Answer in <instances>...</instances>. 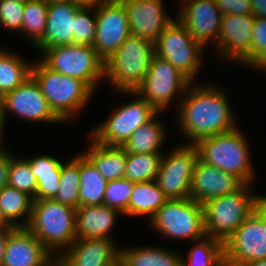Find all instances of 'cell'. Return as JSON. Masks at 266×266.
<instances>
[{
    "label": "cell",
    "instance_id": "obj_1",
    "mask_svg": "<svg viewBox=\"0 0 266 266\" xmlns=\"http://www.w3.org/2000/svg\"><path fill=\"white\" fill-rule=\"evenodd\" d=\"M228 96L226 87L215 81L193 82L188 86L174 108L175 119L172 118L177 125L175 131L179 129L180 137H184L183 144L193 145L202 138L230 132L240 125Z\"/></svg>",
    "mask_w": 266,
    "mask_h": 266
},
{
    "label": "cell",
    "instance_id": "obj_2",
    "mask_svg": "<svg viewBox=\"0 0 266 266\" xmlns=\"http://www.w3.org/2000/svg\"><path fill=\"white\" fill-rule=\"evenodd\" d=\"M31 75L39 84L50 109L64 124L76 123L95 95L85 82L48 68L38 58L33 61Z\"/></svg>",
    "mask_w": 266,
    "mask_h": 266
},
{
    "label": "cell",
    "instance_id": "obj_3",
    "mask_svg": "<svg viewBox=\"0 0 266 266\" xmlns=\"http://www.w3.org/2000/svg\"><path fill=\"white\" fill-rule=\"evenodd\" d=\"M241 128L239 125L230 132L202 138L193 145L200 161L233 174L243 184L255 185L259 177L253 165L248 137Z\"/></svg>",
    "mask_w": 266,
    "mask_h": 266
},
{
    "label": "cell",
    "instance_id": "obj_4",
    "mask_svg": "<svg viewBox=\"0 0 266 266\" xmlns=\"http://www.w3.org/2000/svg\"><path fill=\"white\" fill-rule=\"evenodd\" d=\"M76 209L54 199L33 200L26 226L45 248L58 258L76 240Z\"/></svg>",
    "mask_w": 266,
    "mask_h": 266
},
{
    "label": "cell",
    "instance_id": "obj_5",
    "mask_svg": "<svg viewBox=\"0 0 266 266\" xmlns=\"http://www.w3.org/2000/svg\"><path fill=\"white\" fill-rule=\"evenodd\" d=\"M155 43L130 35L117 51L105 62V84L111 92L135 91L145 78L152 64Z\"/></svg>",
    "mask_w": 266,
    "mask_h": 266
},
{
    "label": "cell",
    "instance_id": "obj_6",
    "mask_svg": "<svg viewBox=\"0 0 266 266\" xmlns=\"http://www.w3.org/2000/svg\"><path fill=\"white\" fill-rule=\"evenodd\" d=\"M116 94L119 97L127 95L126 98H129L125 103L121 102L120 106L114 105L113 110L109 111L110 115L93 125L88 135L98 144L123 147L130 136L158 111L136 91L114 92Z\"/></svg>",
    "mask_w": 266,
    "mask_h": 266
},
{
    "label": "cell",
    "instance_id": "obj_7",
    "mask_svg": "<svg viewBox=\"0 0 266 266\" xmlns=\"http://www.w3.org/2000/svg\"><path fill=\"white\" fill-rule=\"evenodd\" d=\"M146 225L174 243L186 245L206 237L204 207L191 198L168 199Z\"/></svg>",
    "mask_w": 266,
    "mask_h": 266
},
{
    "label": "cell",
    "instance_id": "obj_8",
    "mask_svg": "<svg viewBox=\"0 0 266 266\" xmlns=\"http://www.w3.org/2000/svg\"><path fill=\"white\" fill-rule=\"evenodd\" d=\"M253 188L254 185L243 184L235 192L213 199L203 206L206 237L223 243L228 240L254 212L260 194Z\"/></svg>",
    "mask_w": 266,
    "mask_h": 266
},
{
    "label": "cell",
    "instance_id": "obj_9",
    "mask_svg": "<svg viewBox=\"0 0 266 266\" xmlns=\"http://www.w3.org/2000/svg\"><path fill=\"white\" fill-rule=\"evenodd\" d=\"M40 60L50 69L85 82L95 93L105 78V61L90 45H60L35 49ZM98 88V89H97Z\"/></svg>",
    "mask_w": 266,
    "mask_h": 266
},
{
    "label": "cell",
    "instance_id": "obj_10",
    "mask_svg": "<svg viewBox=\"0 0 266 266\" xmlns=\"http://www.w3.org/2000/svg\"><path fill=\"white\" fill-rule=\"evenodd\" d=\"M155 52L158 57L169 61L192 83L200 82L198 75H202L203 68H206L204 56L209 51L194 40L176 17L158 36Z\"/></svg>",
    "mask_w": 266,
    "mask_h": 266
},
{
    "label": "cell",
    "instance_id": "obj_11",
    "mask_svg": "<svg viewBox=\"0 0 266 266\" xmlns=\"http://www.w3.org/2000/svg\"><path fill=\"white\" fill-rule=\"evenodd\" d=\"M191 83L169 61L156 55L141 85L135 91L158 112L166 113L174 105L177 108Z\"/></svg>",
    "mask_w": 266,
    "mask_h": 266
},
{
    "label": "cell",
    "instance_id": "obj_12",
    "mask_svg": "<svg viewBox=\"0 0 266 266\" xmlns=\"http://www.w3.org/2000/svg\"><path fill=\"white\" fill-rule=\"evenodd\" d=\"M164 152L155 181L168 199L190 198V187L198 152L192 144L172 146Z\"/></svg>",
    "mask_w": 266,
    "mask_h": 266
},
{
    "label": "cell",
    "instance_id": "obj_13",
    "mask_svg": "<svg viewBox=\"0 0 266 266\" xmlns=\"http://www.w3.org/2000/svg\"><path fill=\"white\" fill-rule=\"evenodd\" d=\"M0 100L6 123H8L9 115L12 114V118L16 116V119L25 121L24 124L36 122L43 125H64L50 109L48 101L32 75L16 89L6 93Z\"/></svg>",
    "mask_w": 266,
    "mask_h": 266
},
{
    "label": "cell",
    "instance_id": "obj_14",
    "mask_svg": "<svg viewBox=\"0 0 266 266\" xmlns=\"http://www.w3.org/2000/svg\"><path fill=\"white\" fill-rule=\"evenodd\" d=\"M255 17L246 15H224L221 19V29L218 37V46L209 50L211 56L219 59L224 64L240 66L250 69V47L252 29ZM217 54V56H216ZM249 67V68H248Z\"/></svg>",
    "mask_w": 266,
    "mask_h": 266
},
{
    "label": "cell",
    "instance_id": "obj_15",
    "mask_svg": "<svg viewBox=\"0 0 266 266\" xmlns=\"http://www.w3.org/2000/svg\"><path fill=\"white\" fill-rule=\"evenodd\" d=\"M176 18L206 50L218 46L222 14L215 0H174Z\"/></svg>",
    "mask_w": 266,
    "mask_h": 266
},
{
    "label": "cell",
    "instance_id": "obj_16",
    "mask_svg": "<svg viewBox=\"0 0 266 266\" xmlns=\"http://www.w3.org/2000/svg\"><path fill=\"white\" fill-rule=\"evenodd\" d=\"M94 49L106 62L131 35L127 12L119 0H101L95 5Z\"/></svg>",
    "mask_w": 266,
    "mask_h": 266
},
{
    "label": "cell",
    "instance_id": "obj_17",
    "mask_svg": "<svg viewBox=\"0 0 266 266\" xmlns=\"http://www.w3.org/2000/svg\"><path fill=\"white\" fill-rule=\"evenodd\" d=\"M224 258L233 266L266 259V230L255 212L224 243Z\"/></svg>",
    "mask_w": 266,
    "mask_h": 266
},
{
    "label": "cell",
    "instance_id": "obj_18",
    "mask_svg": "<svg viewBox=\"0 0 266 266\" xmlns=\"http://www.w3.org/2000/svg\"><path fill=\"white\" fill-rule=\"evenodd\" d=\"M126 9L131 35L155 43L161 32L175 19L165 0H119ZM165 5V6H164Z\"/></svg>",
    "mask_w": 266,
    "mask_h": 266
},
{
    "label": "cell",
    "instance_id": "obj_19",
    "mask_svg": "<svg viewBox=\"0 0 266 266\" xmlns=\"http://www.w3.org/2000/svg\"><path fill=\"white\" fill-rule=\"evenodd\" d=\"M54 259L27 227L8 229L3 266H47Z\"/></svg>",
    "mask_w": 266,
    "mask_h": 266
},
{
    "label": "cell",
    "instance_id": "obj_20",
    "mask_svg": "<svg viewBox=\"0 0 266 266\" xmlns=\"http://www.w3.org/2000/svg\"><path fill=\"white\" fill-rule=\"evenodd\" d=\"M242 185L233 174L198 159L192 176L190 198L204 206L213 199L235 192Z\"/></svg>",
    "mask_w": 266,
    "mask_h": 266
},
{
    "label": "cell",
    "instance_id": "obj_21",
    "mask_svg": "<svg viewBox=\"0 0 266 266\" xmlns=\"http://www.w3.org/2000/svg\"><path fill=\"white\" fill-rule=\"evenodd\" d=\"M107 238L77 239L57 259L62 266H108L119 258L120 245Z\"/></svg>",
    "mask_w": 266,
    "mask_h": 266
},
{
    "label": "cell",
    "instance_id": "obj_22",
    "mask_svg": "<svg viewBox=\"0 0 266 266\" xmlns=\"http://www.w3.org/2000/svg\"><path fill=\"white\" fill-rule=\"evenodd\" d=\"M84 6L78 2L49 3L44 37L34 49L73 44L75 16Z\"/></svg>",
    "mask_w": 266,
    "mask_h": 266
},
{
    "label": "cell",
    "instance_id": "obj_23",
    "mask_svg": "<svg viewBox=\"0 0 266 266\" xmlns=\"http://www.w3.org/2000/svg\"><path fill=\"white\" fill-rule=\"evenodd\" d=\"M123 216L119 210L104 204L78 207L75 215L76 240L90 238L115 240L114 226H117L118 217L123 218Z\"/></svg>",
    "mask_w": 266,
    "mask_h": 266
},
{
    "label": "cell",
    "instance_id": "obj_24",
    "mask_svg": "<svg viewBox=\"0 0 266 266\" xmlns=\"http://www.w3.org/2000/svg\"><path fill=\"white\" fill-rule=\"evenodd\" d=\"M165 112H158L151 120L140 126L123 145L127 154L164 153L168 145L170 128L161 120Z\"/></svg>",
    "mask_w": 266,
    "mask_h": 266
},
{
    "label": "cell",
    "instance_id": "obj_25",
    "mask_svg": "<svg viewBox=\"0 0 266 266\" xmlns=\"http://www.w3.org/2000/svg\"><path fill=\"white\" fill-rule=\"evenodd\" d=\"M89 142L82 152L108 181L124 178L127 162V152L120 146L98 144L87 133ZM89 143V144H88ZM86 149V150H85Z\"/></svg>",
    "mask_w": 266,
    "mask_h": 266
},
{
    "label": "cell",
    "instance_id": "obj_26",
    "mask_svg": "<svg viewBox=\"0 0 266 266\" xmlns=\"http://www.w3.org/2000/svg\"><path fill=\"white\" fill-rule=\"evenodd\" d=\"M172 249L160 243L143 246L125 245L120 247L119 257L124 266H182L181 252Z\"/></svg>",
    "mask_w": 266,
    "mask_h": 266
},
{
    "label": "cell",
    "instance_id": "obj_27",
    "mask_svg": "<svg viewBox=\"0 0 266 266\" xmlns=\"http://www.w3.org/2000/svg\"><path fill=\"white\" fill-rule=\"evenodd\" d=\"M37 181L36 200L53 199L57 192L62 170V158L44 153L25 156Z\"/></svg>",
    "mask_w": 266,
    "mask_h": 266
},
{
    "label": "cell",
    "instance_id": "obj_28",
    "mask_svg": "<svg viewBox=\"0 0 266 266\" xmlns=\"http://www.w3.org/2000/svg\"><path fill=\"white\" fill-rule=\"evenodd\" d=\"M167 200L155 180L135 182L128 204V218L139 217L147 224Z\"/></svg>",
    "mask_w": 266,
    "mask_h": 266
},
{
    "label": "cell",
    "instance_id": "obj_29",
    "mask_svg": "<svg viewBox=\"0 0 266 266\" xmlns=\"http://www.w3.org/2000/svg\"><path fill=\"white\" fill-rule=\"evenodd\" d=\"M17 51L0 46V98L31 76L33 61Z\"/></svg>",
    "mask_w": 266,
    "mask_h": 266
},
{
    "label": "cell",
    "instance_id": "obj_30",
    "mask_svg": "<svg viewBox=\"0 0 266 266\" xmlns=\"http://www.w3.org/2000/svg\"><path fill=\"white\" fill-rule=\"evenodd\" d=\"M33 200L28 193L8 184L0 190V210L13 227H26L29 224Z\"/></svg>",
    "mask_w": 266,
    "mask_h": 266
},
{
    "label": "cell",
    "instance_id": "obj_31",
    "mask_svg": "<svg viewBox=\"0 0 266 266\" xmlns=\"http://www.w3.org/2000/svg\"><path fill=\"white\" fill-rule=\"evenodd\" d=\"M107 180L93 163L80 153L79 207L104 204Z\"/></svg>",
    "mask_w": 266,
    "mask_h": 266
},
{
    "label": "cell",
    "instance_id": "obj_32",
    "mask_svg": "<svg viewBox=\"0 0 266 266\" xmlns=\"http://www.w3.org/2000/svg\"><path fill=\"white\" fill-rule=\"evenodd\" d=\"M189 244L188 254L180 253L182 266H222L225 263L223 242L205 237Z\"/></svg>",
    "mask_w": 266,
    "mask_h": 266
},
{
    "label": "cell",
    "instance_id": "obj_33",
    "mask_svg": "<svg viewBox=\"0 0 266 266\" xmlns=\"http://www.w3.org/2000/svg\"><path fill=\"white\" fill-rule=\"evenodd\" d=\"M80 153L62 163L58 192L53 198L62 204L77 209L79 207Z\"/></svg>",
    "mask_w": 266,
    "mask_h": 266
},
{
    "label": "cell",
    "instance_id": "obj_34",
    "mask_svg": "<svg viewBox=\"0 0 266 266\" xmlns=\"http://www.w3.org/2000/svg\"><path fill=\"white\" fill-rule=\"evenodd\" d=\"M49 3L46 0L25 2L22 39L33 49L44 37ZM26 37V38H25Z\"/></svg>",
    "mask_w": 266,
    "mask_h": 266
},
{
    "label": "cell",
    "instance_id": "obj_35",
    "mask_svg": "<svg viewBox=\"0 0 266 266\" xmlns=\"http://www.w3.org/2000/svg\"><path fill=\"white\" fill-rule=\"evenodd\" d=\"M164 153L127 154L124 178L132 182L155 180Z\"/></svg>",
    "mask_w": 266,
    "mask_h": 266
},
{
    "label": "cell",
    "instance_id": "obj_36",
    "mask_svg": "<svg viewBox=\"0 0 266 266\" xmlns=\"http://www.w3.org/2000/svg\"><path fill=\"white\" fill-rule=\"evenodd\" d=\"M20 156V157H18ZM8 185L28 193L36 200L37 181L31 172L30 163L22 155L15 156L9 168Z\"/></svg>",
    "mask_w": 266,
    "mask_h": 266
},
{
    "label": "cell",
    "instance_id": "obj_37",
    "mask_svg": "<svg viewBox=\"0 0 266 266\" xmlns=\"http://www.w3.org/2000/svg\"><path fill=\"white\" fill-rule=\"evenodd\" d=\"M133 188L134 182L127 178L108 181L104 193V205L119 210L127 218Z\"/></svg>",
    "mask_w": 266,
    "mask_h": 266
},
{
    "label": "cell",
    "instance_id": "obj_38",
    "mask_svg": "<svg viewBox=\"0 0 266 266\" xmlns=\"http://www.w3.org/2000/svg\"><path fill=\"white\" fill-rule=\"evenodd\" d=\"M96 15L94 5H85L75 16L74 45H94Z\"/></svg>",
    "mask_w": 266,
    "mask_h": 266
},
{
    "label": "cell",
    "instance_id": "obj_39",
    "mask_svg": "<svg viewBox=\"0 0 266 266\" xmlns=\"http://www.w3.org/2000/svg\"><path fill=\"white\" fill-rule=\"evenodd\" d=\"M25 2L0 0V28L6 32H17L22 39V24Z\"/></svg>",
    "mask_w": 266,
    "mask_h": 266
},
{
    "label": "cell",
    "instance_id": "obj_40",
    "mask_svg": "<svg viewBox=\"0 0 266 266\" xmlns=\"http://www.w3.org/2000/svg\"><path fill=\"white\" fill-rule=\"evenodd\" d=\"M266 54V17H255L250 47V69Z\"/></svg>",
    "mask_w": 266,
    "mask_h": 266
},
{
    "label": "cell",
    "instance_id": "obj_41",
    "mask_svg": "<svg viewBox=\"0 0 266 266\" xmlns=\"http://www.w3.org/2000/svg\"><path fill=\"white\" fill-rule=\"evenodd\" d=\"M215 2L222 16L252 14L251 0H215Z\"/></svg>",
    "mask_w": 266,
    "mask_h": 266
},
{
    "label": "cell",
    "instance_id": "obj_42",
    "mask_svg": "<svg viewBox=\"0 0 266 266\" xmlns=\"http://www.w3.org/2000/svg\"><path fill=\"white\" fill-rule=\"evenodd\" d=\"M9 149L10 147L8 148V145L7 149H0V190L8 184L11 161L17 155L14 151H11L12 149Z\"/></svg>",
    "mask_w": 266,
    "mask_h": 266
},
{
    "label": "cell",
    "instance_id": "obj_43",
    "mask_svg": "<svg viewBox=\"0 0 266 266\" xmlns=\"http://www.w3.org/2000/svg\"><path fill=\"white\" fill-rule=\"evenodd\" d=\"M254 212L260 217L263 228L266 230V194L260 193L255 203Z\"/></svg>",
    "mask_w": 266,
    "mask_h": 266
},
{
    "label": "cell",
    "instance_id": "obj_44",
    "mask_svg": "<svg viewBox=\"0 0 266 266\" xmlns=\"http://www.w3.org/2000/svg\"><path fill=\"white\" fill-rule=\"evenodd\" d=\"M252 15L266 17V0H251Z\"/></svg>",
    "mask_w": 266,
    "mask_h": 266
},
{
    "label": "cell",
    "instance_id": "obj_45",
    "mask_svg": "<svg viewBox=\"0 0 266 266\" xmlns=\"http://www.w3.org/2000/svg\"><path fill=\"white\" fill-rule=\"evenodd\" d=\"M5 125H7L6 124V121H5V119H4V113H3V108H2V103H1V100H0V149H2V148H7V147H5L6 146V143H4L5 142V132L7 131L6 129H5V127H7V126H5ZM4 144H5V146H4Z\"/></svg>",
    "mask_w": 266,
    "mask_h": 266
},
{
    "label": "cell",
    "instance_id": "obj_46",
    "mask_svg": "<svg viewBox=\"0 0 266 266\" xmlns=\"http://www.w3.org/2000/svg\"><path fill=\"white\" fill-rule=\"evenodd\" d=\"M8 239V229L0 231V266H3V258L5 254Z\"/></svg>",
    "mask_w": 266,
    "mask_h": 266
},
{
    "label": "cell",
    "instance_id": "obj_47",
    "mask_svg": "<svg viewBox=\"0 0 266 266\" xmlns=\"http://www.w3.org/2000/svg\"><path fill=\"white\" fill-rule=\"evenodd\" d=\"M250 70L266 75V54Z\"/></svg>",
    "mask_w": 266,
    "mask_h": 266
},
{
    "label": "cell",
    "instance_id": "obj_48",
    "mask_svg": "<svg viewBox=\"0 0 266 266\" xmlns=\"http://www.w3.org/2000/svg\"><path fill=\"white\" fill-rule=\"evenodd\" d=\"M13 226L4 218L0 210V231L11 229Z\"/></svg>",
    "mask_w": 266,
    "mask_h": 266
},
{
    "label": "cell",
    "instance_id": "obj_49",
    "mask_svg": "<svg viewBox=\"0 0 266 266\" xmlns=\"http://www.w3.org/2000/svg\"><path fill=\"white\" fill-rule=\"evenodd\" d=\"M236 266H266V259L256 260L252 262L238 264Z\"/></svg>",
    "mask_w": 266,
    "mask_h": 266
},
{
    "label": "cell",
    "instance_id": "obj_50",
    "mask_svg": "<svg viewBox=\"0 0 266 266\" xmlns=\"http://www.w3.org/2000/svg\"><path fill=\"white\" fill-rule=\"evenodd\" d=\"M75 1L82 5H95L97 2L101 0H75Z\"/></svg>",
    "mask_w": 266,
    "mask_h": 266
},
{
    "label": "cell",
    "instance_id": "obj_51",
    "mask_svg": "<svg viewBox=\"0 0 266 266\" xmlns=\"http://www.w3.org/2000/svg\"><path fill=\"white\" fill-rule=\"evenodd\" d=\"M108 266H124V263L119 257L117 260H115L113 263L109 264Z\"/></svg>",
    "mask_w": 266,
    "mask_h": 266
},
{
    "label": "cell",
    "instance_id": "obj_52",
    "mask_svg": "<svg viewBox=\"0 0 266 266\" xmlns=\"http://www.w3.org/2000/svg\"><path fill=\"white\" fill-rule=\"evenodd\" d=\"M47 266H62L61 262L55 258L50 264H48Z\"/></svg>",
    "mask_w": 266,
    "mask_h": 266
},
{
    "label": "cell",
    "instance_id": "obj_53",
    "mask_svg": "<svg viewBox=\"0 0 266 266\" xmlns=\"http://www.w3.org/2000/svg\"><path fill=\"white\" fill-rule=\"evenodd\" d=\"M48 3L52 2H76L75 0H46Z\"/></svg>",
    "mask_w": 266,
    "mask_h": 266
},
{
    "label": "cell",
    "instance_id": "obj_54",
    "mask_svg": "<svg viewBox=\"0 0 266 266\" xmlns=\"http://www.w3.org/2000/svg\"><path fill=\"white\" fill-rule=\"evenodd\" d=\"M11 1L26 2L27 0H11Z\"/></svg>",
    "mask_w": 266,
    "mask_h": 266
},
{
    "label": "cell",
    "instance_id": "obj_55",
    "mask_svg": "<svg viewBox=\"0 0 266 266\" xmlns=\"http://www.w3.org/2000/svg\"><path fill=\"white\" fill-rule=\"evenodd\" d=\"M222 266H233V265H230V264L224 263Z\"/></svg>",
    "mask_w": 266,
    "mask_h": 266
}]
</instances>
